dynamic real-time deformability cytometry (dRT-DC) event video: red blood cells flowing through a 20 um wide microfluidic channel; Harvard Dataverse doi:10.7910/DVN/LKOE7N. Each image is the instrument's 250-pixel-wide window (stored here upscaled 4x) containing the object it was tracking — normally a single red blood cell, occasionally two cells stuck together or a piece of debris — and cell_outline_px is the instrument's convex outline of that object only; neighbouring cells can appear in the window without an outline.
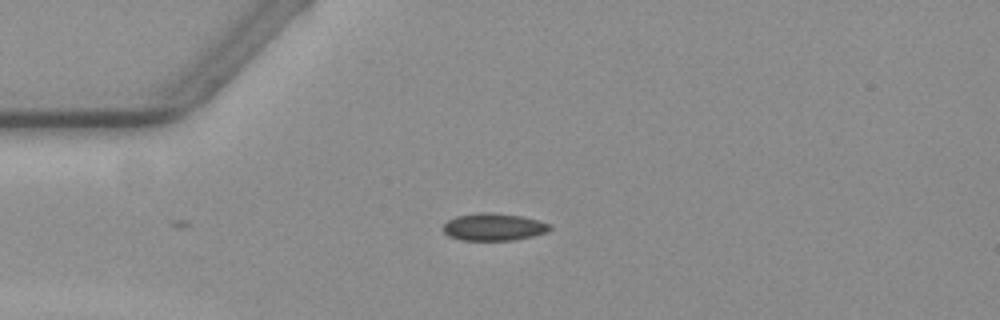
{"species": "common noctule bat (a hibernating species)", "species_latin": "Nyctalus noctula", "temperature_condition": "warm", "stored_images_in_passage": 21, "camera_frame_rate_fps": 3000, "um_per_image_px": 0.085, "animal": {"sex": "female", "body_mass_g": 19.3, "forearm_length_mm": 54.1}, "frame": {"image": 1, "passage_image": 1, "time_ms": 0.0, "image_size_px": [1000, 320], "cell_outline_px": [[552, 228], [548, 232], [532, 236], [512, 240], [460, 240], [448, 236], [444, 232], [444, 224], [448, 220], [456, 216], [476, 212], [496, 212], [524, 216], [552, 224]], "centroid_in_image_um": [41.99, 19.27], "position_along_channel_um": 43.0, "area_um2": 17.28}}
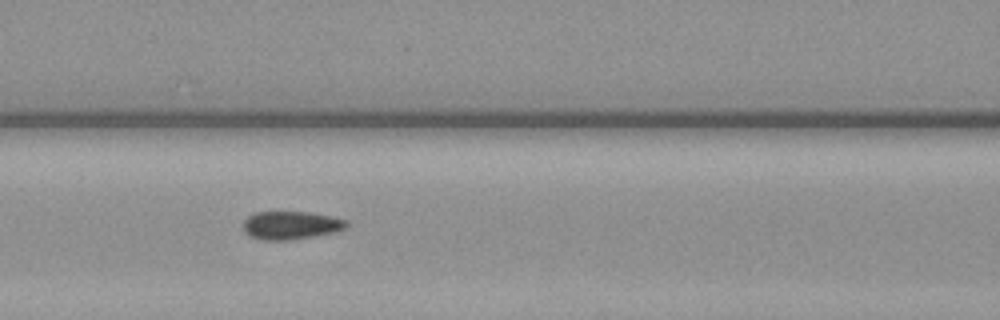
{"frame": {"image": 2, "passage_image": 11, "time_ms": 3.333, "image_size_px": [1000, 320], "cell_outline_px": [[348, 224], [344, 228], [336, 232], [316, 236], [292, 240], [260, 240], [248, 236], [244, 232], [244, 220], [248, 216], [256, 212], [308, 212], [332, 216], [348, 220]], "centroid_in_image_um": [24.73, 19.16], "position_along_channel_um": 141.9, "area_um2": 17.17}}
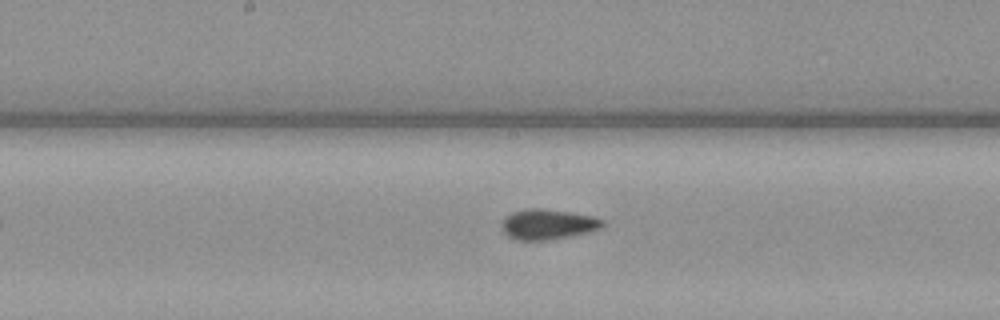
{"frame": {"image": 3, "passage_image": 16, "time_ms": 5.0, "image_size_px": [1000, 320], "cell_outline_px": [[604, 224], [600, 228], [588, 232], [548, 240], [520, 240], [508, 236], [504, 232], [504, 220], [512, 212], [524, 208], [544, 208], [596, 216], [604, 220]], "centroid_in_image_um": [46.62, 19.04], "position_along_channel_um": 201.6, "area_um2": 17.63}}